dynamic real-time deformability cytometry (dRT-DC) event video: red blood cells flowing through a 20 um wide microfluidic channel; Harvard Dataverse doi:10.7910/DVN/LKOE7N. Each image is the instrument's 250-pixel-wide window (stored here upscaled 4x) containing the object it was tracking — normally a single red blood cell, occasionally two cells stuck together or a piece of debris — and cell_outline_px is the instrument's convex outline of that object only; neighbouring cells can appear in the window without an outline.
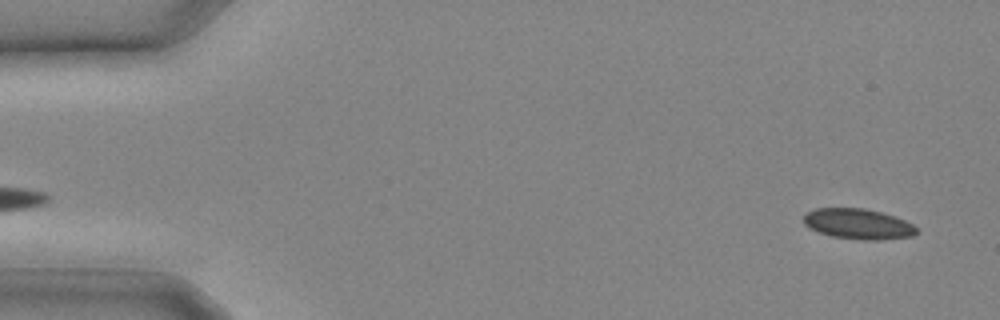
{"species": "common noctule bat (a hibernating species)", "species_latin": "Nyctalus noctula", "temperature_condition": "cold", "stored_images_in_passage": 7, "camera_frame_rate_fps": 3000, "um_per_image_px": 0.085, "animal": {"sex": "male", "body_mass_g": 20.4}, "frame": {"image": 1, "passage_image": 1, "time_ms": 0.0, "image_size_px": [1000, 320], "cell_outline_px": [[916, 232], [912, 236], [880, 240], [860, 240], [832, 236], [808, 228], [804, 224], [804, 216], [808, 212], [816, 208], [864, 208], [880, 212], [904, 220], [912, 224], [916, 228]], "centroid_in_image_um": [72.91, 19.04], "position_along_channel_um": 12.1, "area_um2": 19.83}}
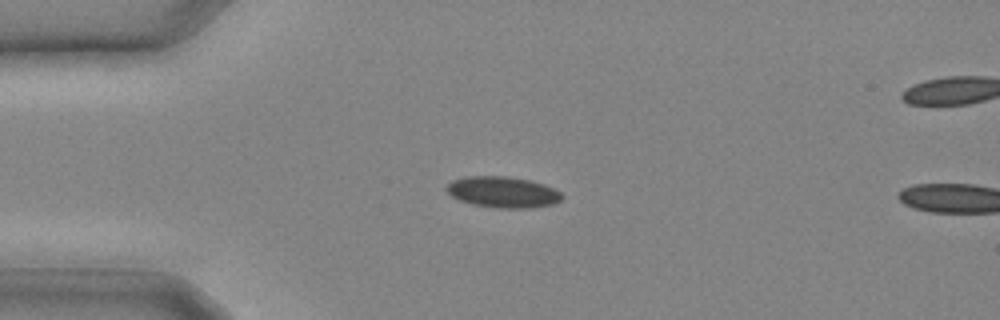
{"frame": {"image": 2, "passage_image": 6, "time_ms": 1.667, "image_size_px": [1000, 320], "cell_outline_px": [[564, 196], [560, 200], [552, 204], [532, 208], [496, 208], [472, 204], [460, 200], [452, 196], [444, 188], [452, 180], [464, 176], [504, 176], [528, 180], [544, 184], [560, 192]], "centroid_in_image_um": [42.72, 16.33], "position_along_channel_um": 42.3, "area_um2": 20.87}}